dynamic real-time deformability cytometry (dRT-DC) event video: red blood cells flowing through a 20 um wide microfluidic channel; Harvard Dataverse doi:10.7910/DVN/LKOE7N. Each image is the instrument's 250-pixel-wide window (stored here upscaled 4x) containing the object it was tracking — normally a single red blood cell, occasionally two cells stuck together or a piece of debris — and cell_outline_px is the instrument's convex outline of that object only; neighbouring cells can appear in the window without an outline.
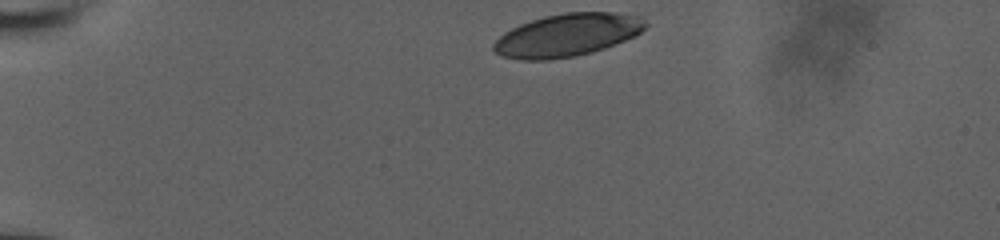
{"species": "human", "species_latin": "Homo sapiens", "temperature_condition": "room temperature", "stored_images_in_passage": 33, "camera_frame_rate_fps": 3000, "um_per_image_px": 0.085, "donor": {"sex": "male"}, "frame": {"image": 1, "passage_image": 1, "time_ms": 0.0, "image_size_px": [1000, 240], "cell_outline_px": [[648, 24], [640, 32], [624, 40], [604, 48], [592, 52], [576, 56], [548, 60], [520, 60], [500, 56], [492, 48], [492, 44], [504, 32], [520, 24], [544, 16], [564, 12], [612, 12], [644, 16]], "centroid_in_image_um": [48.21, 2.98], "position_along_channel_um": 36.8, "area_um2": 37.97}}
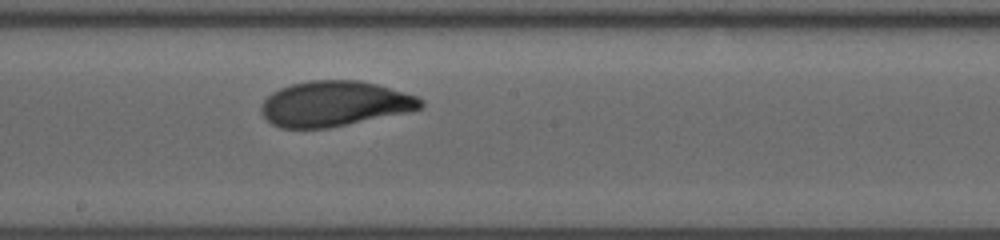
{"frame": {"image": 2, "passage_image": 19, "time_ms": 6.667, "image_size_px": [1000, 240], "cell_outline_px": [[424, 108], [408, 112], [328, 128], [280, 128], [272, 124], [260, 112], [260, 104], [272, 92], [280, 88], [292, 84], [312, 80], [360, 80], [376, 84], [404, 92], [416, 96], [424, 100]], "centroid_in_image_um": [28.44, 8.82], "position_along_channel_um": 219.8, "area_um2": 42.14}}
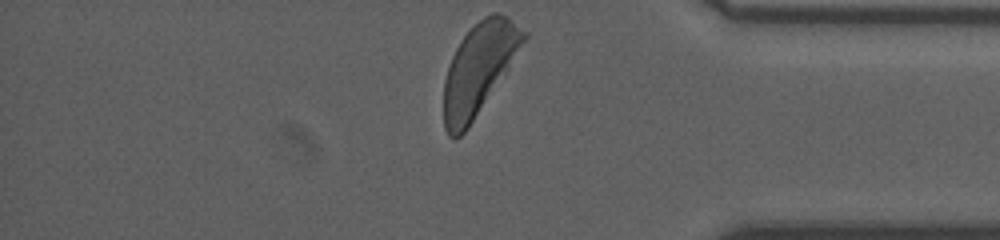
{"frame": {"image": 3, "passage_image": 33, "time_ms": 11.667, "image_size_px": [1000, 240], "cell_outline_px": [[528, 36], [508, 68], [468, 128], [456, 140], [448, 136], [444, 128], [444, 80], [452, 56], [460, 40], [484, 16], [492, 12], [500, 12], [508, 16], [528, 32]], "centroid_in_image_um": [40.7, 5.84], "position_along_channel_um": 394.5, "area_um2": 41.91}, "authors_computed_cell_mechanics": {"area_um2": 41.8472, "velocity_mm_per_s": 3.8089, "shape_relaxation_time_tau1_ms": 3.4783, "shape_relaxation_time_tau2_ms": null, "deformation_change_tau1": 0.1405, "deformation_change_tau2": null}}